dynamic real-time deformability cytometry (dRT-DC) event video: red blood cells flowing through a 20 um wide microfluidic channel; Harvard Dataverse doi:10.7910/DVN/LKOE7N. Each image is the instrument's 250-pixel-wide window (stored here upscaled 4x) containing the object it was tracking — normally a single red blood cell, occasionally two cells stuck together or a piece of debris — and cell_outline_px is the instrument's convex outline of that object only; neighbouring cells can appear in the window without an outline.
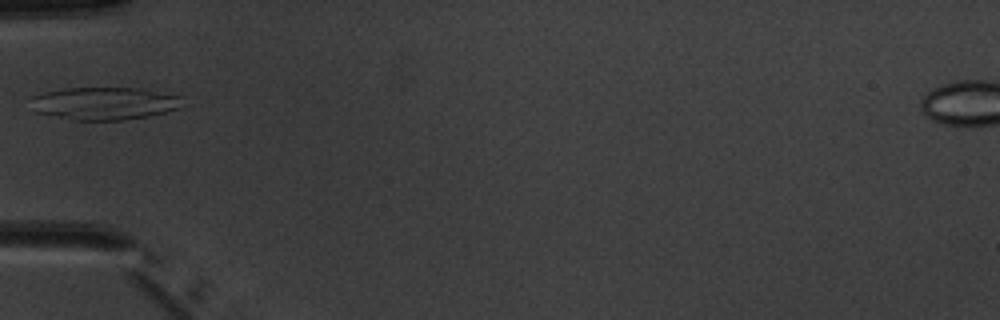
{"species": "common noctule bat (a hibernating species)", "species_latin": "Nyctalus noctula", "temperature_condition": "warm", "stored_images_in_passage": 2, "camera_frame_rate_fps": 3000, "um_per_image_px": 0.085, "animal": {"sex": "male", "body_mass_g": 20.1, "forearm_length_mm": 53.5}, "frame": {"image": 1, "passage_image": 2, "time_ms": 1.0, "image_size_px": [1000, 320], "cell_outline_px": [[188, 96], [180, 108], [148, 116], [124, 120], [72, 120], [36, 112], [32, 96], [44, 92], [64, 88], [140, 88]], "centroid_in_image_um": [8.99, 8.78], "position_along_channel_um": 76.0, "area_um2": 29.13}}